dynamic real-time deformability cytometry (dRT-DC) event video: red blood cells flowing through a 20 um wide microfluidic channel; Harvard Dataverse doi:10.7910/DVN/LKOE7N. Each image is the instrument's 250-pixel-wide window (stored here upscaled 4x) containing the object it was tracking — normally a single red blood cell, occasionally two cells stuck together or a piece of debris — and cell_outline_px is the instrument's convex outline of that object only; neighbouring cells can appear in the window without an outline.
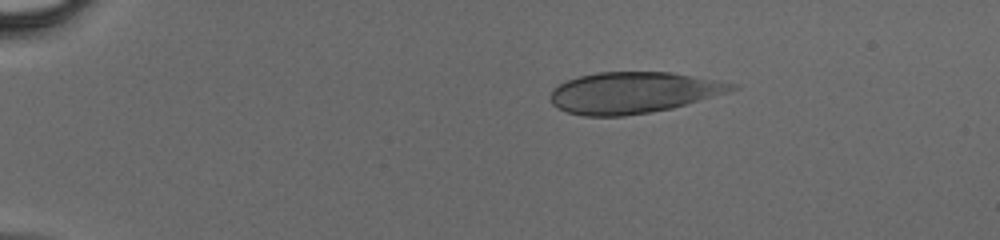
{"species": "human", "species_latin": "Homo sapiens", "temperature_condition": "cold", "stored_images_in_passage": 28, "camera_frame_rate_fps": 3000, "um_per_image_px": 0.085, "donor": {"sex": "male"}, "frame": {"image": 1, "passage_image": 1, "time_ms": 0.0, "image_size_px": [1000, 240], "cell_outline_px": [[740, 88], [728, 92], [672, 108], [652, 112], [624, 116], [584, 116], [568, 112], [552, 104], [552, 88], [568, 80], [580, 76], [596, 72], [672, 72], [740, 84]], "centroid_in_image_um": [53.87, 7.87], "position_along_channel_um": 31.1, "area_um2": 43.52}}